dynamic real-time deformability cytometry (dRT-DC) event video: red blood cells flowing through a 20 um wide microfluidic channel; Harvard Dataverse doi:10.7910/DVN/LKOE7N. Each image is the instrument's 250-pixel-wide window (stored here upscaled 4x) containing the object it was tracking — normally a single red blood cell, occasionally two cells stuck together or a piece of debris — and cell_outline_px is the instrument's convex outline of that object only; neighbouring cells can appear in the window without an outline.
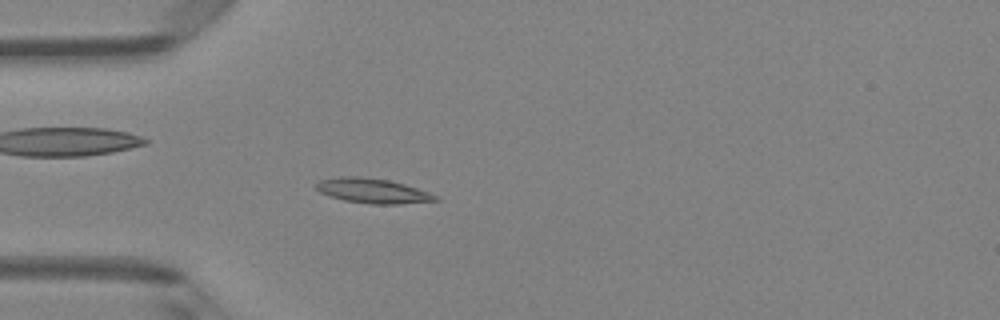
{"species": "Egyptian fruit bat (a non-hibernating species)", "species_latin": "Rousettus aegyptiacus", "temperature_condition": "room temperature", "stored_images_in_passage": 3, "camera_frame_rate_fps": 3000, "um_per_image_px": 0.085, "animal": {"sex": "female"}, "frame": {"image": 1, "passage_image": 3, "time_ms": 2.0, "image_size_px": [1000, 320], "cell_outline_px": [[440, 200], [400, 204], [372, 204], [344, 200], [328, 196], [320, 192], [316, 188], [316, 184], [320, 180], [340, 176], [360, 176], [388, 180], [404, 184], [428, 192], [436, 196]], "centroid_in_image_um": [31.65, 16.22], "position_along_channel_um": 53.4, "area_um2": 17.11}}